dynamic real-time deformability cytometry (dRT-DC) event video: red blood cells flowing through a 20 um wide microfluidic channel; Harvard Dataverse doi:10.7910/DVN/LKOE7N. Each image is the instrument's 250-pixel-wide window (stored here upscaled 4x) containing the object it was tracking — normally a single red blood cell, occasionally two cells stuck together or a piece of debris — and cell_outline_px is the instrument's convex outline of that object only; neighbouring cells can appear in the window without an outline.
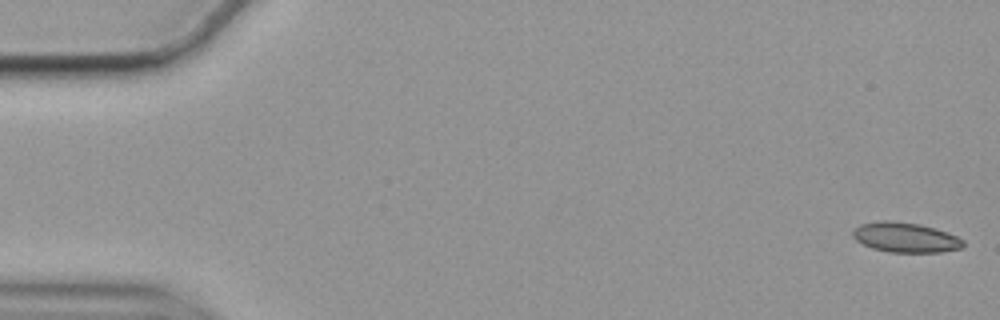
{"species": "common noctule bat (a hibernating species)", "species_latin": "Nyctalus noctula", "temperature_condition": "cold", "stored_images_in_passage": 50, "camera_frame_rate_fps": 3000, "um_per_image_px": 0.085, "animal": {"sex": "female", "body_mass_g": 19.9}, "frame": {"image": 1, "passage_image": 1, "time_ms": 0.0, "image_size_px": [1000, 320], "cell_outline_px": [[964, 244], [960, 248], [940, 252], [888, 252], [872, 248], [856, 240], [852, 236], [852, 232], [860, 224], [880, 220], [888, 220], [920, 224], [956, 236], [964, 240]], "centroid_in_image_um": [76.92, 20.18], "position_along_channel_um": 8.1, "area_um2": 19.02}}
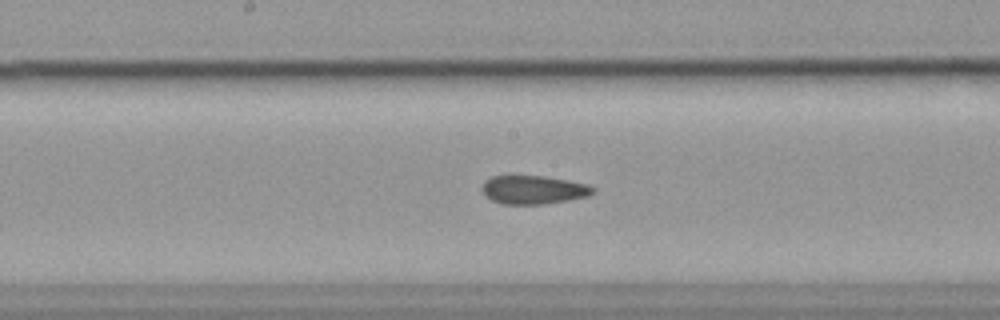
{"frame": {"image": 2, "passage_image": 29, "time_ms": 9.333, "image_size_px": [1000, 320], "cell_outline_px": [[596, 192], [588, 196], [568, 200], [544, 204], [500, 204], [484, 196], [484, 180], [492, 176], [512, 172], [544, 176], [568, 180], [588, 184], [596, 188]], "centroid_in_image_um": [45.32, 16.08], "position_along_channel_um": 202.9, "area_um2": 19.25}}
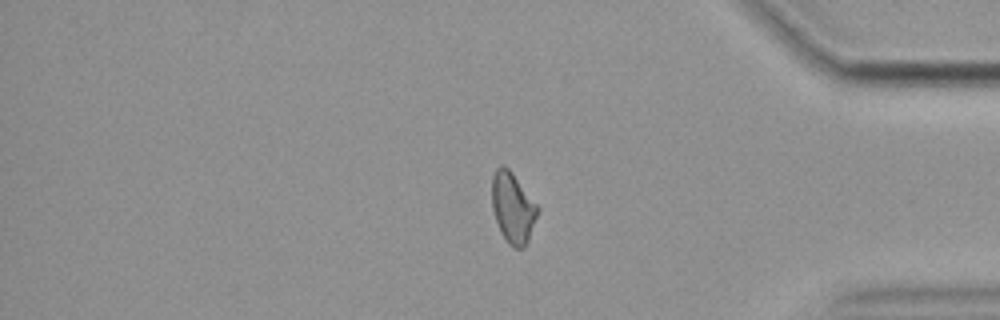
{"frame": {"image": 3, "passage_image": 47, "time_ms": 15.333, "image_size_px": [1000, 320], "cell_outline_px": [[540, 208], [528, 244], [524, 248], [512, 248], [508, 244], [500, 232], [492, 208], [492, 176], [496, 168], [500, 164], [504, 164], [512, 172]], "centroid_in_image_um": [43.6, 17.68], "position_along_channel_um": 391.6, "area_um2": 19.13}}